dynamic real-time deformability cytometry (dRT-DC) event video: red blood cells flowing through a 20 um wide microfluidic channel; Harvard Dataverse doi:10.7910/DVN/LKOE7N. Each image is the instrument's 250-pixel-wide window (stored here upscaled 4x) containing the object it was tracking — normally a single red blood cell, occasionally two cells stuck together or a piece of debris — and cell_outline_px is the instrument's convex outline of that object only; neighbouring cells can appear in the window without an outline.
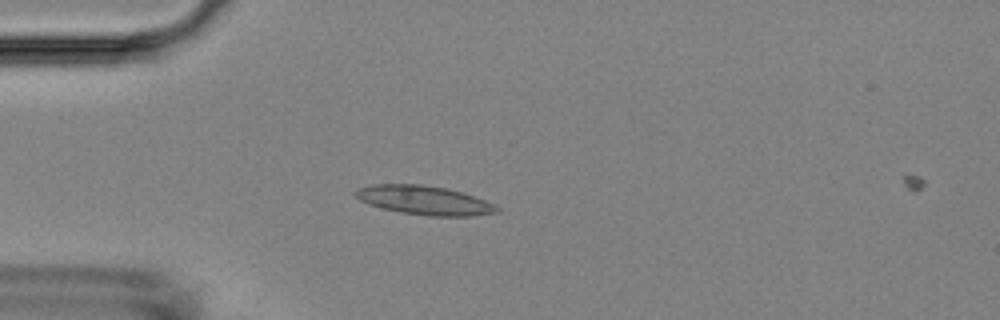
{"species": "Egyptian fruit bat (a non-hibernating species)", "species_latin": "Rousettus aegyptiacus", "temperature_condition": "room temperature", "stored_images_in_passage": 16, "camera_frame_rate_fps": 3000, "um_per_image_px": 0.085, "animal": {"sex": "female"}, "frame": {"image": 1, "passage_image": 14, "time_ms": 4.333, "image_size_px": [1000, 320], "cell_outline_px": [[500, 212], [472, 216], [428, 216], [400, 212], [368, 204], [360, 200], [352, 192], [356, 188], [372, 184], [420, 184], [444, 188], [460, 192], [484, 200], [500, 208]], "centroid_in_image_um": [36.02, 17.02], "position_along_channel_um": 49.0, "area_um2": 23.76}}